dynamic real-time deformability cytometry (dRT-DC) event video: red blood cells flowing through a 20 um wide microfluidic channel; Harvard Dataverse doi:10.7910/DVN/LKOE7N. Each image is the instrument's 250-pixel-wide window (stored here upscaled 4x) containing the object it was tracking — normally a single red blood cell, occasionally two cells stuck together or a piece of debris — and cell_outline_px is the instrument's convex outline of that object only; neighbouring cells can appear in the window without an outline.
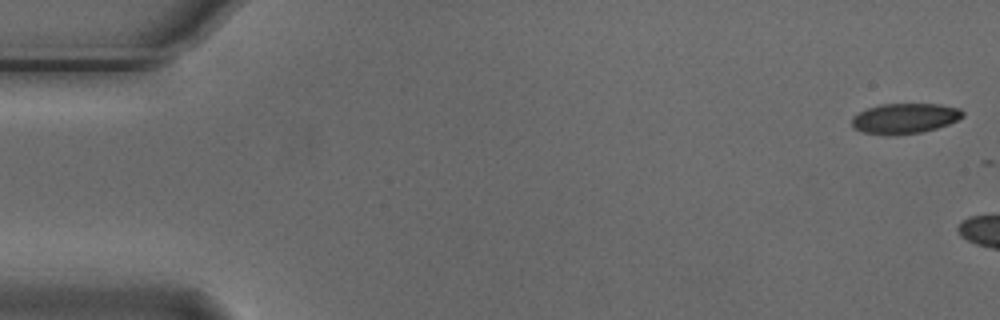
{"species": "Egyptian fruit bat (a non-hibernating species)", "species_latin": "Rousettus aegyptiacus", "temperature_condition": "cold", "stored_images_in_passage": 2, "camera_frame_rate_fps": 3000, "um_per_image_px": 0.085, "animal": {"sex": "male"}, "frame": {"image": 1, "passage_image": 1, "time_ms": 0.0, "image_size_px": [1000, 320], "cell_outline_px": [[964, 116], [948, 124], [936, 128], [920, 132], [864, 132], [852, 128], [852, 116], [868, 108], [880, 104], [940, 104], [960, 108], [964, 112]], "centroid_in_image_um": [76.94, 10.01], "position_along_channel_um": 8.1, "area_um2": 18.79}}